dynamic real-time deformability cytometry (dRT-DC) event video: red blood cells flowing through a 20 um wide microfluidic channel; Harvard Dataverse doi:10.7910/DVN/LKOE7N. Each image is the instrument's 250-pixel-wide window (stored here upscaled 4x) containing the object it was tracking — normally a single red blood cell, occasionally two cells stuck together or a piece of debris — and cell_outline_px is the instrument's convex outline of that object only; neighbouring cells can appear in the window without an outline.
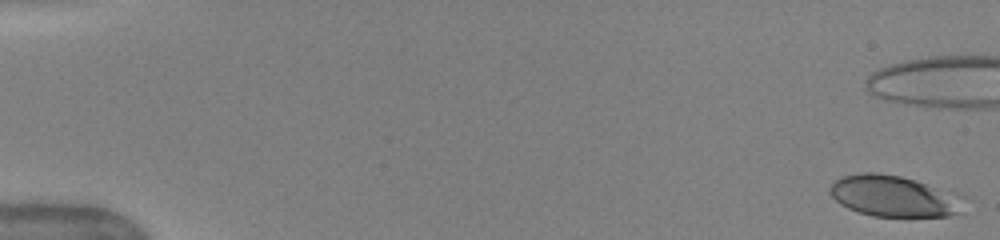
{"species": "human", "species_latin": "Homo sapiens", "temperature_condition": "warm", "stored_images_in_passage": 12, "camera_frame_rate_fps": 3000, "um_per_image_px": 0.085, "donor": {"sex": "female"}, "frame": {"image": 1, "passage_image": 1, "time_ms": 0.0, "image_size_px": [1000, 240], "cell_outline_px": [[972, 200], [960, 212], [948, 216], [872, 216], [856, 212], [840, 204], [832, 196], [832, 184], [840, 176], [864, 172], [876, 172], [900, 176], [964, 192]], "centroid_in_image_um": [76.19, 16.66], "position_along_channel_um": 8.8, "area_um2": 33.29}}